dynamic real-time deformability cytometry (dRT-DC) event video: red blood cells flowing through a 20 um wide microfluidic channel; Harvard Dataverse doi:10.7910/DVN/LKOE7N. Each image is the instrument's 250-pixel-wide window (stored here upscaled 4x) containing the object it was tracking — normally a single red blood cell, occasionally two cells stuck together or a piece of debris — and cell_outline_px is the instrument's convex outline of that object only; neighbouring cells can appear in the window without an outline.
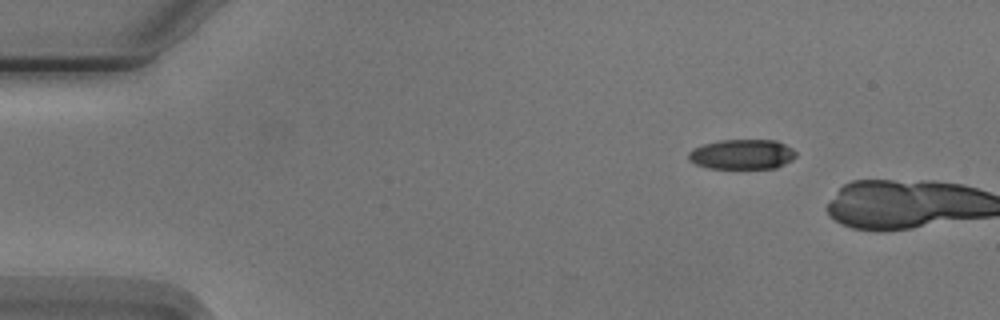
{"species": "Egyptian fruit bat (a non-hibernating species)", "species_latin": "Rousettus aegyptiacus", "temperature_condition": "cold", "stored_images_in_passage": 2, "camera_frame_rate_fps": 3000, "um_per_image_px": 0.085, "animal": {"sex": "male"}, "frame": {"image": 1, "passage_image": 1, "time_ms": 0.0, "image_size_px": [1000, 320], "cell_outline_px": [[796, 156], [792, 160], [776, 168], [708, 168], [696, 164], [688, 160], [688, 152], [692, 148], [704, 144], [720, 140], [776, 140], [792, 148], [796, 152]], "centroid_in_image_um": [63.07, 13.11], "position_along_channel_um": 21.9, "area_um2": 18.79}}